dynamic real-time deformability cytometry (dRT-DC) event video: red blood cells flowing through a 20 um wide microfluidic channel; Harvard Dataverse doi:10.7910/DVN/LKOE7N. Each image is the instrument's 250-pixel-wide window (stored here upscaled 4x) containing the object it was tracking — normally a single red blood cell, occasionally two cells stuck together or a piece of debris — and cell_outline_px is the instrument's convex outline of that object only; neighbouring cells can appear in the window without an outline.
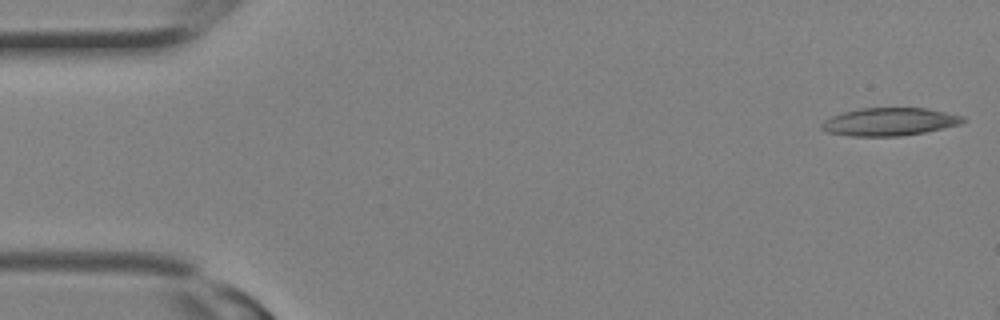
{"species": "Egyptian fruit bat (a non-hibernating species)", "species_latin": "Rousettus aegyptiacus", "temperature_condition": "room temperature", "stored_images_in_passage": 6, "camera_frame_rate_fps": 3000, "um_per_image_px": 0.085, "animal": {"sex": "female"}, "frame": {"image": 1, "passage_image": 1, "time_ms": 0.0, "image_size_px": [1000, 320], "cell_outline_px": [[968, 120], [960, 124], [924, 132], [900, 136], [848, 136], [828, 132], [820, 128], [820, 124], [824, 120], [832, 116], [844, 112], [860, 108], [928, 108], [964, 116]], "centroid_in_image_um": [75.61, 10.35], "position_along_channel_um": 9.4, "area_um2": 23.0}}